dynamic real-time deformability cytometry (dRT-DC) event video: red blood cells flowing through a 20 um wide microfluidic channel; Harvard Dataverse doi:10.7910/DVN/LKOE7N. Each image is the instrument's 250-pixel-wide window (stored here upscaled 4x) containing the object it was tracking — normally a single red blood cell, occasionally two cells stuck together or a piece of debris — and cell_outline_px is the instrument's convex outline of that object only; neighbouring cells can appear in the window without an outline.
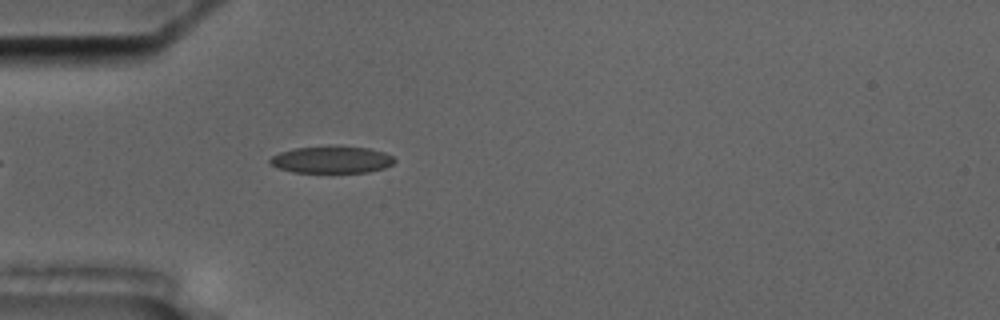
{"species": "common noctule bat (a hibernating species)", "species_latin": "Nyctalus noctula", "temperature_condition": "cold", "stored_images_in_passage": 3, "camera_frame_rate_fps": 3000, "um_per_image_px": 0.085, "animal": {"sex": "male", "body_mass_g": 17.5, "forearm_length_mm": 52.3}, "frame": {"image": 1, "passage_image": 3, "time_ms": 2.333, "image_size_px": [1000, 320], "cell_outline_px": [[396, 160], [392, 164], [384, 168], [368, 172], [292, 172], [268, 164], [268, 160], [272, 156], [280, 152], [296, 148], [336, 144], [368, 148], [384, 152], [392, 156]], "centroid_in_image_um": [28.19, 13.55], "position_along_channel_um": 56.8, "area_um2": 19.94}}